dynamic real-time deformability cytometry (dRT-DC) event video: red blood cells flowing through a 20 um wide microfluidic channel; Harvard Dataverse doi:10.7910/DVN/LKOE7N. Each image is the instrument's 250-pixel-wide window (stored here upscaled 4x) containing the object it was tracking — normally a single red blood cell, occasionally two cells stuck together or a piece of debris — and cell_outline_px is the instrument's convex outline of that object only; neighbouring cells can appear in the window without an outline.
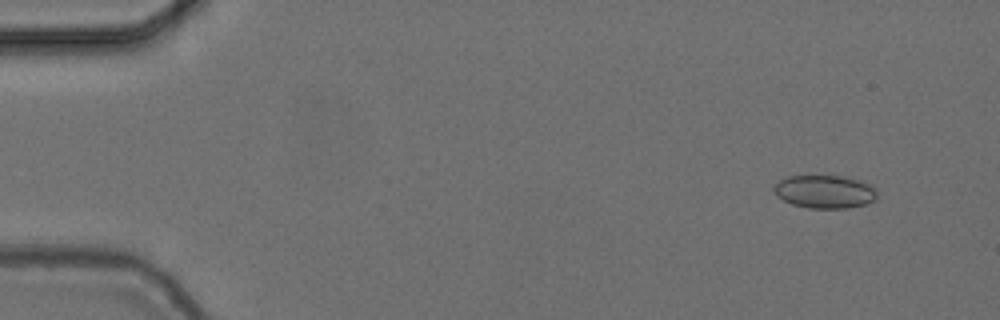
{"species": "common noctule bat (a hibernating species)", "species_latin": "Nyctalus noctula", "temperature_condition": "cold", "stored_images_in_passage": 56, "camera_frame_rate_fps": 3000, "um_per_image_px": 0.085, "animal": {"sex": "female", "body_mass_g": 24.6, "forearm_length_mm": 56.2}, "frame": {"image": 1, "passage_image": 5, "time_ms": 1.333, "image_size_px": [1000, 320], "cell_outline_px": [[876, 200], [864, 204], [848, 208], [808, 208], [792, 204], [776, 196], [772, 188], [780, 180], [788, 176], [840, 176], [872, 184], [876, 188]], "centroid_in_image_um": [70.1, 16.3], "position_along_channel_um": 14.9, "area_um2": 19.88}}
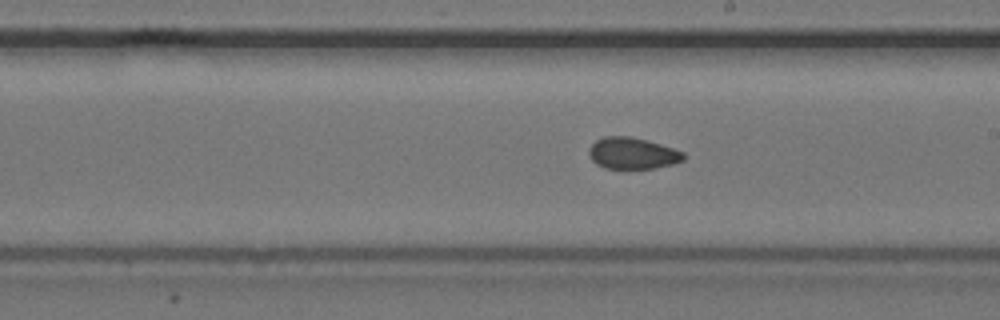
{"frame": {"image": 2, "passage_image": 32, "time_ms": 10.333, "image_size_px": [1000, 320], "cell_outline_px": [[684, 160], [672, 164], [656, 168], [624, 172], [604, 168], [596, 164], [588, 156], [588, 148], [596, 140], [604, 136], [632, 136], [660, 144], [684, 152]], "centroid_in_image_um": [53.71, 13.08], "position_along_channel_um": 235.3, "area_um2": 18.15}}
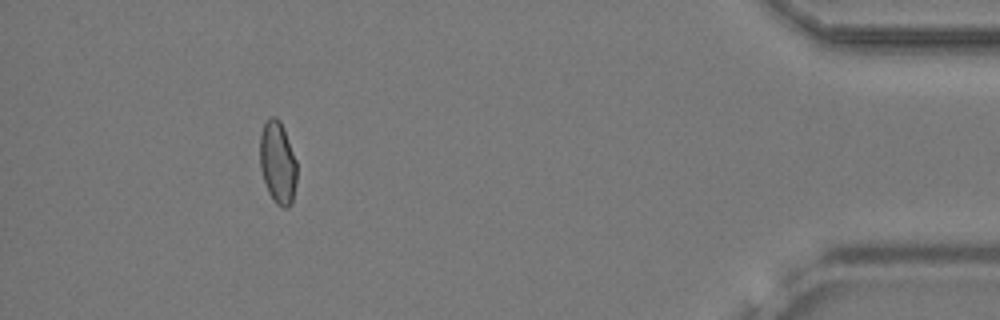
{"frame": {"image": 3, "passage_image": 51, "time_ms": 16.667, "image_size_px": [1000, 320], "cell_outline_px": [[296, 184], [292, 204], [288, 208], [284, 208], [276, 204], [268, 192], [260, 168], [260, 136], [264, 124], [268, 116], [276, 116], [280, 120], [296, 160]], "centroid_in_image_um": [23.6, 13.83], "position_along_channel_um": 411.6, "area_um2": 17.8}, "authors_computed_cell_mechanics": {"area_um2": 18.0625, "velocity_mm_per_s": 3.7282, "shape_relaxation_time_tau1_ms": null, "shape_relaxation_time_tau2_ms": 2.1358, "deformation_change_tau1": null, "deformation_change_tau2": 0.0478}}